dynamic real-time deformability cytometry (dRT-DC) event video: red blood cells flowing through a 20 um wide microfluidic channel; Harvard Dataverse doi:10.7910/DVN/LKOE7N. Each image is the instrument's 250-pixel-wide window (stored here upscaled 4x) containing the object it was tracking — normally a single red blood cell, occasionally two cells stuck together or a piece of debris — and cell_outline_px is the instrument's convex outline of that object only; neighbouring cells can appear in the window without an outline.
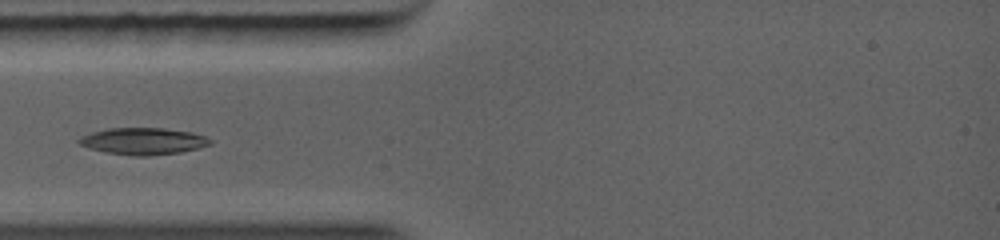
{"species": "common noctule bat (a hibernating species)", "species_latin": "Nyctalus noctula", "temperature_condition": "warm", "stored_images_in_passage": 20, "camera_frame_rate_fps": 5000, "um_per_image_px": 0.085, "animal": {"sex": "female", "body_mass_g": 19.0, "forearm_length_mm": 56.7}, "frame": {"image": 1, "passage_image": 1, "time_ms": 0.0, "image_size_px": [1000, 240], "cell_outline_px": [[212, 144], [200, 148], [180, 152], [148, 156], [132, 156], [108, 152], [88, 148], [80, 144], [76, 140], [80, 136], [92, 132], [108, 128], [164, 128], [192, 132], [204, 136], [212, 140]], "centroid_in_image_um": [12.18, 12.0], "position_along_channel_um": 72.8, "area_um2": 20.58}}
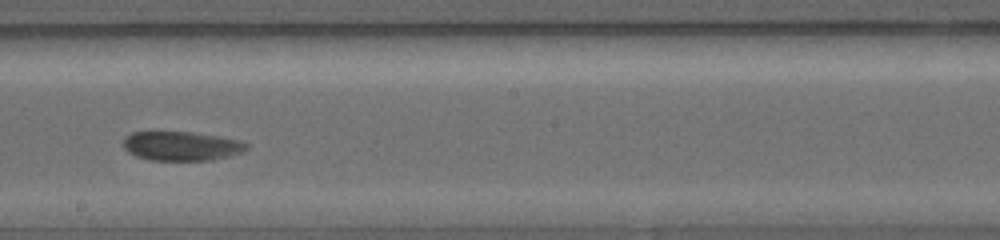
{"frame": {"image": 2, "passage_image": 10, "time_ms": 3.4, "image_size_px": [1000, 240], "cell_outline_px": [[248, 148], [244, 152], [212, 160], [148, 160], [136, 156], [128, 152], [124, 148], [124, 136], [132, 132], [192, 132], [220, 136], [240, 140], [248, 144]], "centroid_in_image_um": [15.44, 12.41], "position_along_channel_um": 232.8, "area_um2": 21.1}}
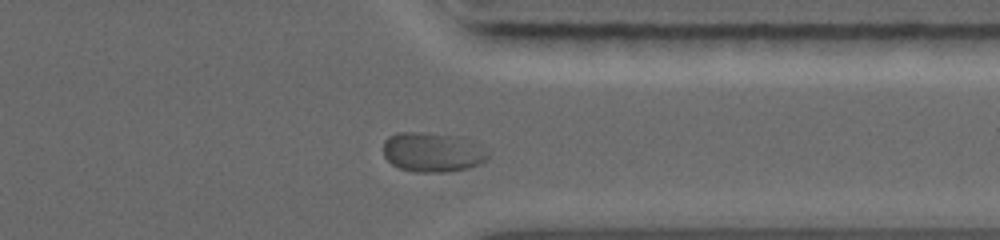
{"frame": {"image": 3, "passage_image": 17, "time_ms": 6.4, "image_size_px": [1000, 240], "cell_outline_px": [[488, 160], [480, 164], [468, 168], [448, 172], [416, 172], [400, 168], [392, 164], [384, 156], [384, 140], [388, 136], [396, 132], [416, 132], [456, 136], [488, 152]], "centroid_in_image_um": [36.7, 12.95], "position_along_channel_um": 374.7, "area_um2": 23.76}}